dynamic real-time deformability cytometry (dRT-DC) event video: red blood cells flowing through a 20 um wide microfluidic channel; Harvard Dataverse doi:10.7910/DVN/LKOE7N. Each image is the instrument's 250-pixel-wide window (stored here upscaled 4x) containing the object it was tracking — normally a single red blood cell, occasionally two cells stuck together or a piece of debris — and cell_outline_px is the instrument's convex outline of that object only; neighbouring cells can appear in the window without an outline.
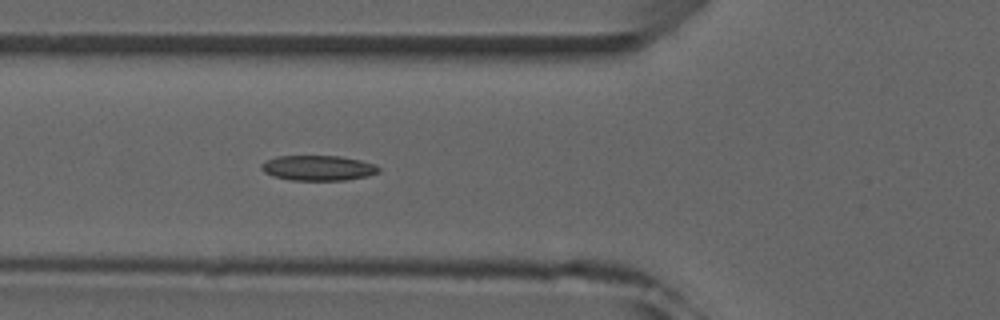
{"species": "common noctule bat (a hibernating species)", "species_latin": "Nyctalus noctula", "temperature_condition": "room temperature", "stored_images_in_passage": 6, "camera_frame_rate_fps": 3000, "um_per_image_px": 0.085, "animal": {"sex": "male", "forearm_length_mm": 52.5}, "frame": {"image": 1, "passage_image": 6, "time_ms": 5.667, "image_size_px": [1000, 320], "cell_outline_px": [[380, 172], [368, 176], [348, 180], [292, 180], [272, 176], [264, 172], [260, 168], [260, 164], [276, 156], [340, 156], [360, 160], [376, 164], [380, 168]], "centroid_in_image_um": [27.06, 14.28], "position_along_channel_um": 98.7, "area_um2": 17.34}}